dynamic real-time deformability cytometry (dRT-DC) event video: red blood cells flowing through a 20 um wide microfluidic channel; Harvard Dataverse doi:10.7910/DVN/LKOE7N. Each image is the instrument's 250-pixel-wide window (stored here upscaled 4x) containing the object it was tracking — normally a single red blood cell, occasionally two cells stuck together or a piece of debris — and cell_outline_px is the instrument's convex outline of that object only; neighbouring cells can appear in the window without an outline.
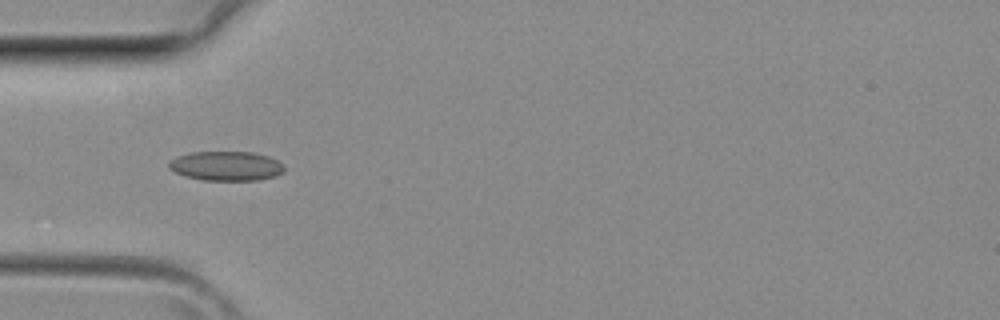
{"species": "common noctule bat (a hibernating species)", "species_latin": "Nyctalus noctula", "temperature_condition": "room temperature", "stored_images_in_passage": 31, "camera_frame_rate_fps": 3000, "um_per_image_px": 0.085, "animal": {"sex": "female", "body_mass_g": 29.2, "forearm_length_mm": 56.3}, "frame": {"image": 1, "passage_image": 4, "time_ms": 1.0, "image_size_px": [1000, 320], "cell_outline_px": [[284, 172], [276, 176], [260, 180], [204, 180], [184, 176], [168, 168], [168, 160], [176, 156], [192, 152], [252, 152], [268, 156], [284, 164]], "centroid_in_image_um": [19.22, 14.11], "position_along_channel_um": 65.8, "area_um2": 19.94}}
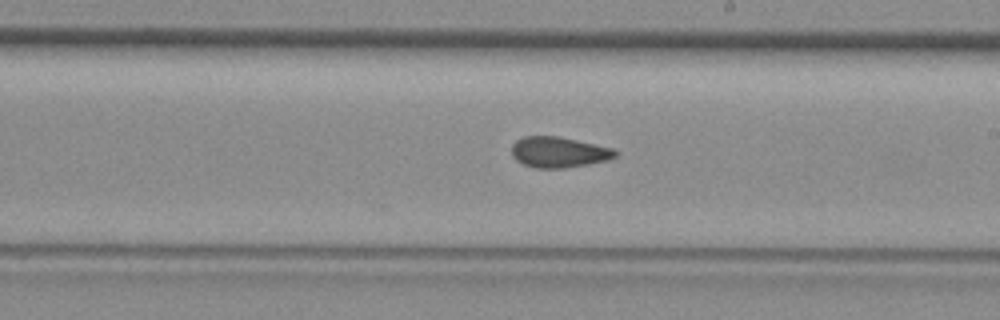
{"frame": {"image": 2, "passage_image": 14, "time_ms": 4.333, "image_size_px": [1000, 320], "cell_outline_px": [[616, 156], [608, 160], [588, 164], [564, 168], [536, 168], [524, 164], [516, 160], [512, 156], [512, 144], [516, 140], [524, 136], [560, 136], [612, 148], [616, 152]], "centroid_in_image_um": [47.47, 12.93], "position_along_channel_um": 241.5, "area_um2": 18.5}}
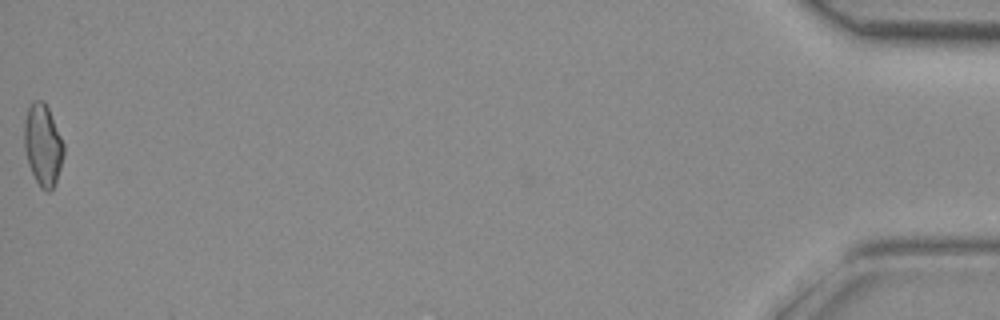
{"frame": {"image": 3, "passage_image": 31, "time_ms": 10.0, "image_size_px": [1000, 320], "cell_outline_px": [[64, 152], [60, 168], [56, 180], [52, 188], [48, 192], [40, 188], [28, 164], [24, 148], [24, 120], [28, 108], [32, 100], [44, 100], [48, 108], [64, 144]], "centroid_in_image_um": [3.63, 12.3], "position_along_channel_um": 431.6, "area_um2": 18.67}}